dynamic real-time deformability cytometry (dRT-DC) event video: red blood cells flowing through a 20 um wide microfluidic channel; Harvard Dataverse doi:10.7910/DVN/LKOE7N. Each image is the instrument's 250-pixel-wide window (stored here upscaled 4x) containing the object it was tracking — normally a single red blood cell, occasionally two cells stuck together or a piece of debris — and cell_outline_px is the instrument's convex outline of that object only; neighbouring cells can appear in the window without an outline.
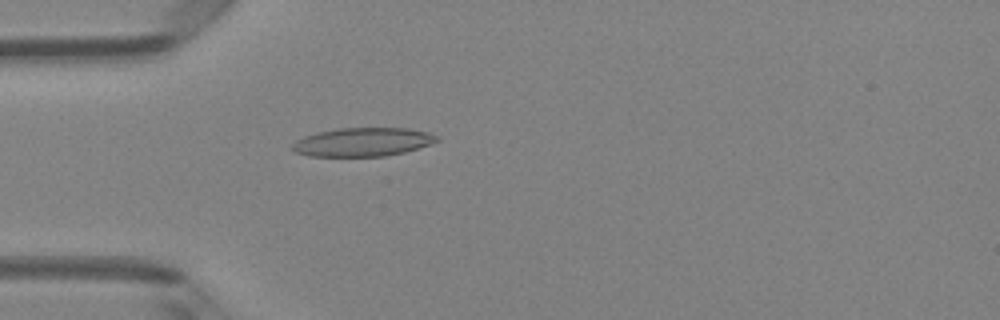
{"species": "Egyptian fruit bat (a non-hibernating species)", "species_latin": "Rousettus aegyptiacus", "temperature_condition": "room temperature", "stored_images_in_passage": 3, "camera_frame_rate_fps": 3000, "um_per_image_px": 0.085, "animal": {"sex": "female"}, "frame": {"image": 1, "passage_image": 3, "time_ms": 0.667, "image_size_px": [1000, 320], "cell_outline_px": [[440, 140], [432, 144], [404, 152], [384, 156], [308, 156], [296, 152], [292, 148], [292, 144], [296, 140], [304, 136], [316, 132], [340, 128], [408, 128], [428, 132], [440, 136]], "centroid_in_image_um": [30.86, 12.06], "position_along_channel_um": 54.1, "area_um2": 24.22}}